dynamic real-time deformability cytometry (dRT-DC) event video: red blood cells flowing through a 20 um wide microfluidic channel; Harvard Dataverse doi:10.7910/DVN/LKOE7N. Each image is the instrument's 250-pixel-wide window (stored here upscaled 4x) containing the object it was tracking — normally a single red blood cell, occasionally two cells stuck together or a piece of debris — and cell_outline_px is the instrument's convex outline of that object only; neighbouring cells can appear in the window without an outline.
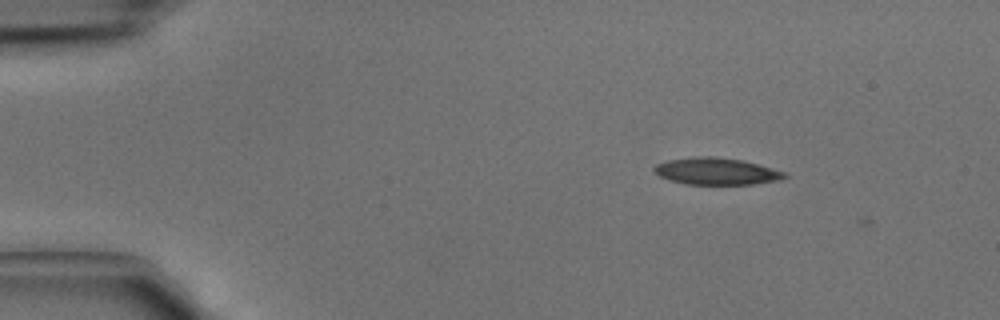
{"species": "common noctule bat (a hibernating species)", "species_latin": "Nyctalus noctula", "temperature_condition": "cold", "stored_images_in_passage": 2, "camera_frame_rate_fps": 3000, "um_per_image_px": 0.085, "animal": {"sex": "male", "body_mass_g": 15.6}, "frame": {"image": 1, "passage_image": 1, "time_ms": 0.0, "image_size_px": [1000, 320], "cell_outline_px": [[788, 176], [780, 180], [752, 184], [684, 184], [668, 180], [660, 176], [652, 168], [656, 164], [668, 160], [696, 156], [716, 156], [744, 160], [788, 172]], "centroid_in_image_um": [60.92, 14.55], "position_along_channel_um": 24.1, "area_um2": 20.69}}